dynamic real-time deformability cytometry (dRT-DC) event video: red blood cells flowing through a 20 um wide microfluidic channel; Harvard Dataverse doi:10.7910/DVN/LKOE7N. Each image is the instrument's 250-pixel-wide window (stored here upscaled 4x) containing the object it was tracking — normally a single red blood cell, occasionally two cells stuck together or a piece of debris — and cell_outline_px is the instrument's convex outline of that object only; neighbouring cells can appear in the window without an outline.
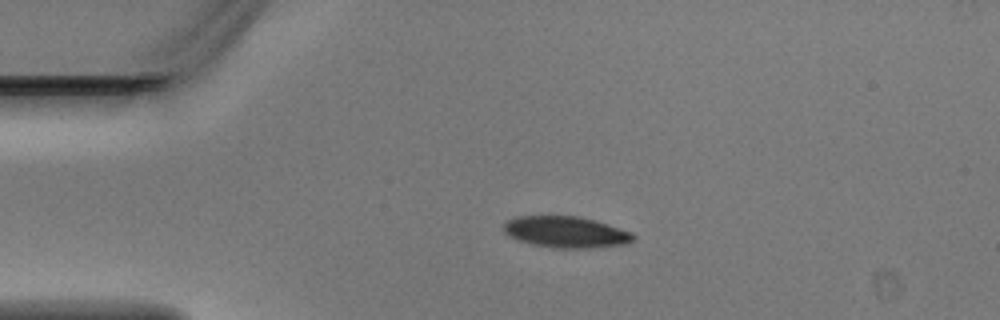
{"species": "Egyptian fruit bat (a non-hibernating species)", "species_latin": "Rousettus aegyptiacus", "temperature_condition": "warm", "stored_images_in_passage": 2, "camera_frame_rate_fps": 3000, "um_per_image_px": 0.085, "animal": {"sex": "male"}, "frame": {"image": 1, "passage_image": 2, "time_ms": 0.333, "image_size_px": [1000, 320], "cell_outline_px": [[636, 240], [624, 244], [588, 248], [552, 248], [532, 244], [508, 236], [504, 232], [504, 224], [508, 220], [516, 216], [580, 216], [608, 224], [632, 232], [636, 236]], "centroid_in_image_um": [48.12, 19.72], "position_along_channel_um": 36.9, "area_um2": 23.7}}